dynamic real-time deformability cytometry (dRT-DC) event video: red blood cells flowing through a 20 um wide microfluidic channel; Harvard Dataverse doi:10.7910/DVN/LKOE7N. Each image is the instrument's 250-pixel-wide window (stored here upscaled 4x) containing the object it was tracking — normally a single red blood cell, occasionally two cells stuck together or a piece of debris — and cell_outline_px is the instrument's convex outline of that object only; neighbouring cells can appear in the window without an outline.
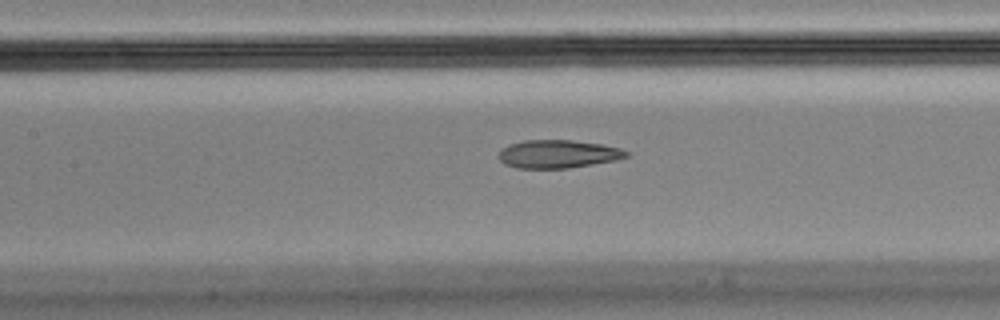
{"species": "Egyptian fruit bat (a non-hibernating species)", "species_latin": "Rousettus aegyptiacus", "temperature_condition": "cold", "stored_images_in_passage": 38, "camera_frame_rate_fps": 3000, "um_per_image_px": 0.085, "animal": {"sex": "male"}, "frame": {"image": 1, "passage_image": 17, "time_ms": 5.333, "image_size_px": [1000, 320], "cell_outline_px": [[628, 156], [616, 160], [568, 168], [516, 168], [504, 164], [496, 156], [500, 148], [508, 144], [524, 140], [572, 140], [600, 144], [620, 148], [628, 152]], "centroid_in_image_um": [47.35, 13.09], "position_along_channel_um": 160.0, "area_um2": 21.04}}